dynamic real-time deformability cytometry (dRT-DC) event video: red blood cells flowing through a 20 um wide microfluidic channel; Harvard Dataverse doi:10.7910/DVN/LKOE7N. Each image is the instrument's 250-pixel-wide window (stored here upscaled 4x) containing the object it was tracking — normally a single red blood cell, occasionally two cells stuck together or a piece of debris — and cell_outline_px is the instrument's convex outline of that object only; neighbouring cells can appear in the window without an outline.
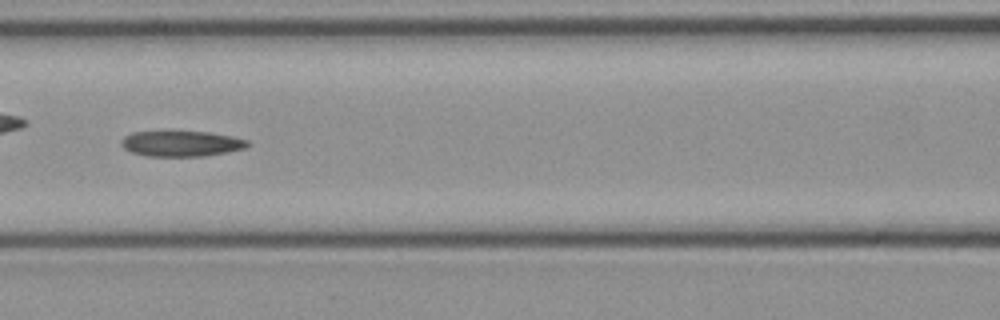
{"species": "common noctule bat (a hibernating species)", "species_latin": "Nyctalus noctula", "temperature_condition": "cold", "stored_images_in_passage": 48, "camera_frame_rate_fps": 3000, "um_per_image_px": 0.085, "animal": {"sex": "female", "body_mass_g": 21.9}, "frame": {"image": 1, "passage_image": 21, "time_ms": 6.667, "image_size_px": [1000, 320], "cell_outline_px": [[252, 144], [244, 148], [228, 152], [204, 156], [148, 156], [132, 152], [124, 148], [120, 144], [120, 140], [124, 136], [132, 132], [208, 132], [232, 136], [248, 140]], "centroid_in_image_um": [15.43, 12.21], "position_along_channel_um": 151.2, "area_um2": 18.79}}
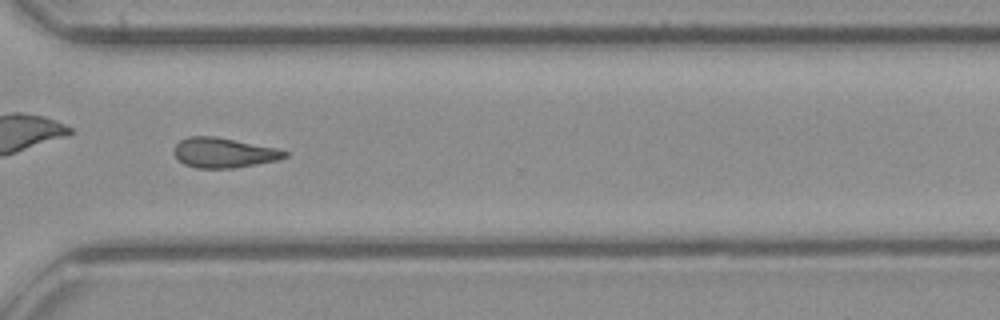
{"frame": {"image": 2, "passage_image": 35, "time_ms": 11.333, "image_size_px": [1000, 320], "cell_outline_px": [[288, 156], [280, 160], [232, 168], [196, 168], [184, 164], [172, 152], [176, 144], [180, 140], [188, 136], [216, 136], [276, 148], [288, 152]], "centroid_in_image_um": [19.01, 12.98], "position_along_channel_um": 351.6, "area_um2": 19.36}}